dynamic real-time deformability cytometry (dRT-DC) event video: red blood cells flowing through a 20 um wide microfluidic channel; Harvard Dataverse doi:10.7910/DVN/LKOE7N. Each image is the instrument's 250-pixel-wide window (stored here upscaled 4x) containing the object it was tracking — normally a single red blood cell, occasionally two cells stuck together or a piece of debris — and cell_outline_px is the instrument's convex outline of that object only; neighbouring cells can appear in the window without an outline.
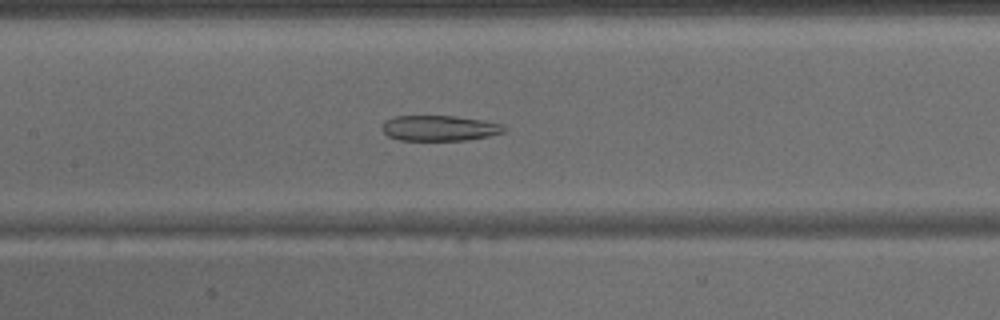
{"species": "common noctule bat (a hibernating species)", "species_latin": "Nyctalus noctula", "temperature_condition": "warm", "stored_images_in_passage": 39, "camera_frame_rate_fps": 3000, "um_per_image_px": 0.085, "animal": {"sex": "male", "body_mass_g": 15.6}, "frame": {"image": 1, "passage_image": 14, "time_ms": 4.333, "image_size_px": [1000, 320], "cell_outline_px": [[508, 128], [504, 132], [488, 136], [464, 140], [400, 140], [388, 136], [380, 128], [384, 120], [396, 116], [456, 116], [484, 120], [500, 124]], "centroid_in_image_um": [37.33, 10.88], "position_along_channel_um": 170.1, "area_um2": 18.15}}
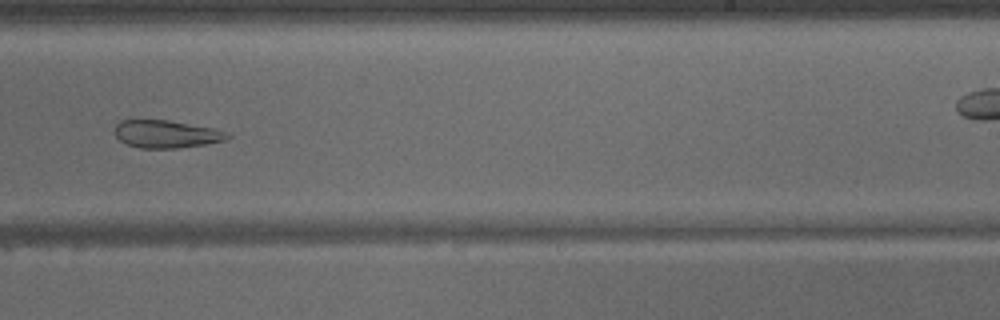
{"frame": {"image": 2, "passage_image": 21, "time_ms": 6.667, "image_size_px": [1000, 320], "cell_outline_px": [[232, 136], [224, 140], [204, 144], [180, 148], [140, 148], [128, 144], [120, 140], [116, 136], [116, 124], [120, 120], [168, 120], [212, 128], [228, 132]], "centroid_in_image_um": [14.14, 11.39], "position_along_channel_um": 274.9, "area_um2": 17.98}}
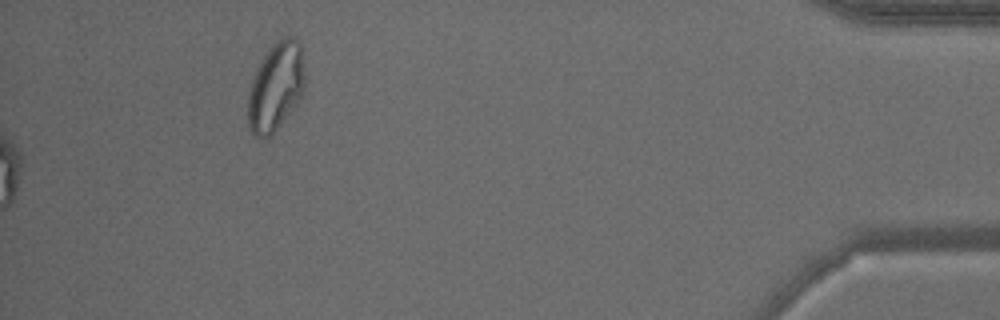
{"frame": {"image": 3, "passage_image": 39, "time_ms": 12.667, "image_size_px": [1000, 320], "cell_outline_px": [[304, 92], [272, 136], [264, 140], [260, 140], [252, 136], [248, 124], [248, 92], [252, 80], [268, 48], [276, 40], [284, 36], [288, 36], [296, 40], [300, 44], [304, 76]], "centroid_in_image_um": [23.41, 7.44], "position_along_channel_um": 411.8, "area_um2": 29.3}}